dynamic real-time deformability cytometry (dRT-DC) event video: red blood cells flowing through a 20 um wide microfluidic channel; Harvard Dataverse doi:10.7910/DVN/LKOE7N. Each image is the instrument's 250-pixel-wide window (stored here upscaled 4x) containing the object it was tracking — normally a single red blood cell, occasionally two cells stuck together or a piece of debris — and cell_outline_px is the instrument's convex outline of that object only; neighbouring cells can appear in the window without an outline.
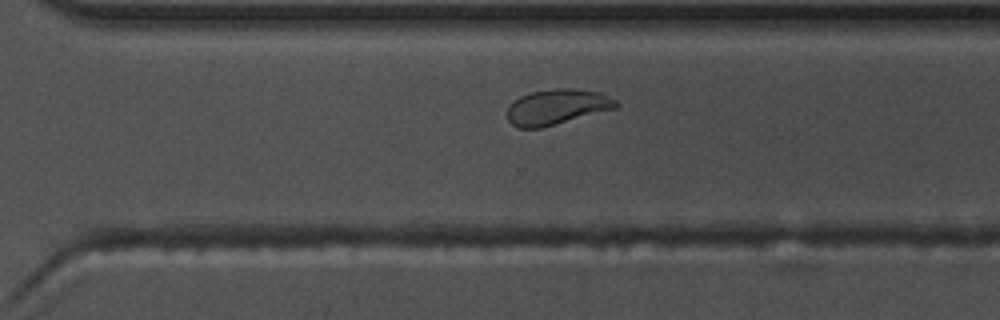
{"species": "common noctule bat (a hibernating species)", "species_latin": "Nyctalus noctula", "temperature_condition": "warm", "stored_images_in_passage": 48, "camera_frame_rate_fps": 3000, "um_per_image_px": 0.085, "animal": {"sex": "male", "body_mass_g": 17.5, "forearm_length_mm": 52.3}, "frame": {"image": 1, "passage_image": 32, "time_ms": 10.333, "image_size_px": [1000, 320], "cell_outline_px": [[620, 108], [540, 128], [516, 128], [508, 120], [508, 108], [520, 96], [532, 92], [556, 88], [572, 88], [600, 92], [616, 100], [620, 104]], "centroid_in_image_um": [47.41, 9.09], "position_along_channel_um": 323.2, "area_um2": 22.54}}
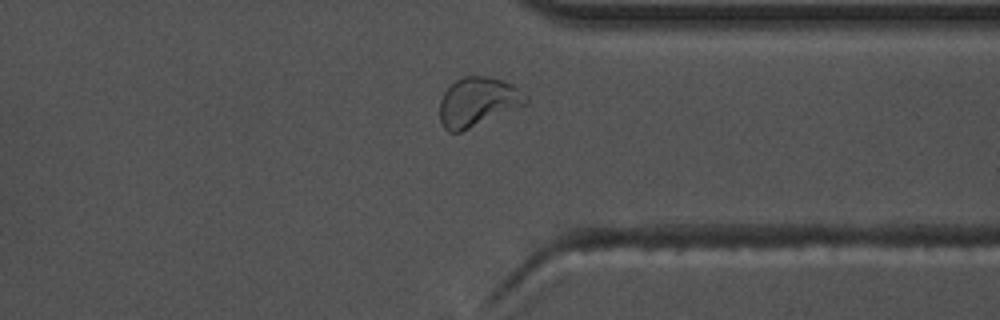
{"frame": {"image": 2, "passage_image": 36, "time_ms": 11.667, "image_size_px": [1000, 320], "cell_outline_px": [[528, 104], [460, 132], [448, 132], [444, 128], [440, 120], [440, 100], [444, 92], [456, 80], [464, 76], [488, 76], [504, 80], [520, 88], [528, 96]], "centroid_in_image_um": [40.64, 8.65], "position_along_channel_um": 370.8, "area_um2": 24.8}}
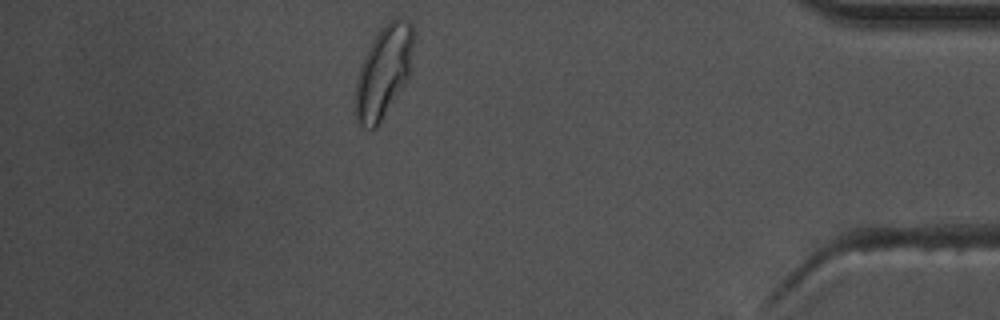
{"frame": {"image": 3, "passage_image": 42, "time_ms": 13.667, "image_size_px": [1000, 320], "cell_outline_px": [[416, 32], [408, 76], [376, 128], [368, 128], [360, 124], [356, 120], [356, 80], [364, 56], [372, 40], [380, 28], [388, 20], [396, 16], [412, 24]], "centroid_in_image_um": [32.62, 6.0], "position_along_channel_um": 402.6, "area_um2": 30.69}}